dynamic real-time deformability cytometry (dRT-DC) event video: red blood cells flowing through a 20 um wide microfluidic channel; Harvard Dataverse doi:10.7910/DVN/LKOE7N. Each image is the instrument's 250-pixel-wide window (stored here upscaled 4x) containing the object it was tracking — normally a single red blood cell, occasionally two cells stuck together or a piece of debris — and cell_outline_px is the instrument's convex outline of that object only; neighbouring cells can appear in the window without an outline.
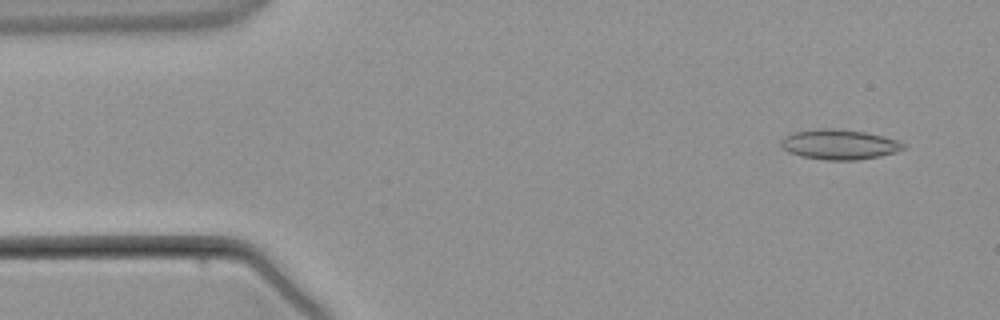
{"species": "common noctule bat (a hibernating species)", "species_latin": "Nyctalus noctula", "temperature_condition": "warm", "stored_images_in_passage": 3, "camera_frame_rate_fps": 3000, "um_per_image_px": 0.085, "animal": {"sex": "male", "body_mass_g": 21.5, "forearm_length_mm": 52.0}, "frame": {"image": 1, "passage_image": 1, "time_ms": 0.0, "image_size_px": [1000, 320], "cell_outline_px": [[908, 148], [896, 152], [880, 156], [856, 160], [828, 160], [800, 156], [788, 152], [780, 144], [780, 140], [784, 136], [792, 132], [820, 128], [832, 128], [864, 132], [884, 136], [900, 140]], "centroid_in_image_um": [71.36, 12.27], "position_along_channel_um": 13.6, "area_um2": 21.62}}
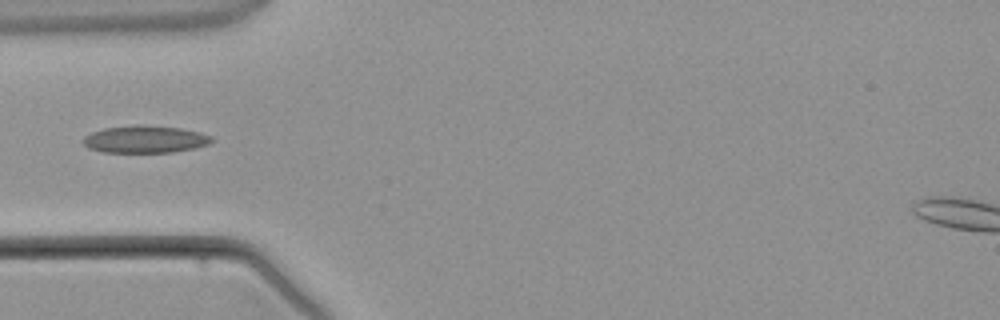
{"frame": {"image": 2, "passage_image": 3, "time_ms": 3.333, "image_size_px": [1000, 320], "cell_outline_px": [[216, 140], [208, 144], [196, 148], [172, 152], [104, 152], [88, 148], [80, 140], [84, 136], [92, 132], [104, 128], [136, 124], [144, 124], [180, 128], [200, 132], [212, 136]], "centroid_in_image_um": [12.34, 11.83], "position_along_channel_um": 72.7, "area_um2": 20.75}}